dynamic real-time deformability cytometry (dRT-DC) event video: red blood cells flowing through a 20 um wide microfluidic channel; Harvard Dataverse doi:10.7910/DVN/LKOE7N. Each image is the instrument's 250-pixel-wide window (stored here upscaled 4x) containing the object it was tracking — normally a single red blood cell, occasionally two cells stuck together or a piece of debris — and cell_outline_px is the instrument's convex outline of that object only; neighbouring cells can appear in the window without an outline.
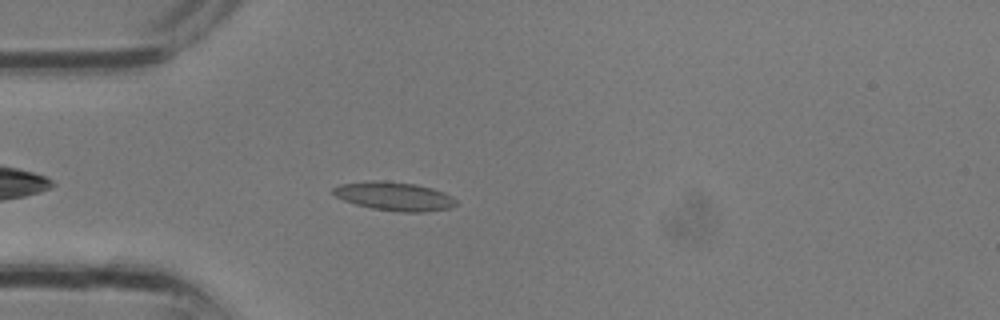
{"species": "common noctule bat (a hibernating species)", "species_latin": "Nyctalus noctula", "temperature_condition": "room temperature", "stored_images_in_passage": 13, "camera_frame_rate_fps": 3000, "um_per_image_px": 0.085, "animal": {"sex": "male", "body_mass_g": 13.3}, "frame": {"image": 1, "passage_image": 3, "time_ms": 0.667, "image_size_px": [1000, 320], "cell_outline_px": [[456, 204], [452, 208], [424, 212], [400, 212], [372, 208], [356, 204], [344, 200], [336, 196], [332, 192], [332, 188], [340, 184], [376, 180], [412, 184], [432, 188], [444, 192], [452, 196], [456, 200]], "centroid_in_image_um": [33.53, 16.69], "position_along_channel_um": 51.5, "area_um2": 20.35}}
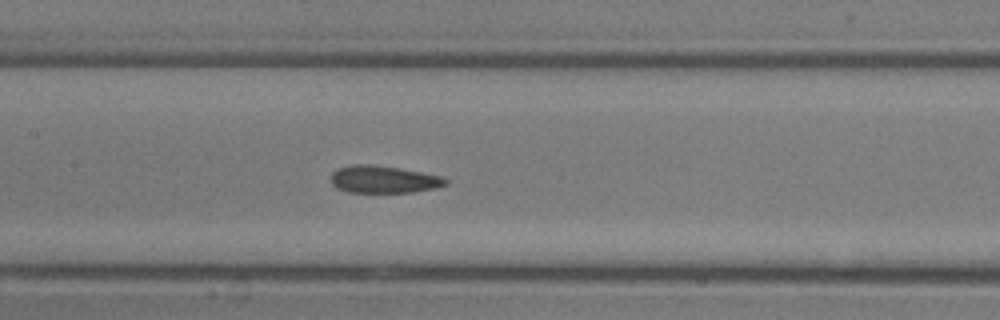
{"frame": {"image": 2, "passage_image": 9, "time_ms": 2.667, "image_size_px": [1000, 320], "cell_outline_px": [[448, 184], [436, 188], [412, 192], [348, 192], [336, 188], [332, 184], [332, 172], [340, 168], [356, 164], [368, 164], [396, 168], [420, 172], [440, 176], [448, 180]], "centroid_in_image_um": [32.61, 15.26], "position_along_channel_um": 174.8, "area_um2": 17.98}}
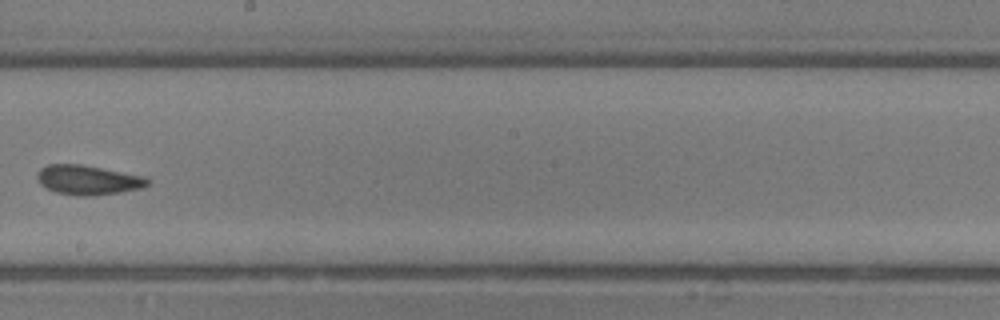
{"frame": {"image": 3, "passage_image": 12, "time_ms": 3.667, "image_size_px": [1000, 320], "cell_outline_px": [[152, 184], [140, 188], [120, 192], [92, 196], [76, 196], [56, 192], [40, 184], [36, 176], [36, 172], [40, 168], [48, 164], [80, 164], [144, 176], [152, 180]], "centroid_in_image_um": [7.49, 15.3], "position_along_channel_um": 240.7, "area_um2": 19.13}}